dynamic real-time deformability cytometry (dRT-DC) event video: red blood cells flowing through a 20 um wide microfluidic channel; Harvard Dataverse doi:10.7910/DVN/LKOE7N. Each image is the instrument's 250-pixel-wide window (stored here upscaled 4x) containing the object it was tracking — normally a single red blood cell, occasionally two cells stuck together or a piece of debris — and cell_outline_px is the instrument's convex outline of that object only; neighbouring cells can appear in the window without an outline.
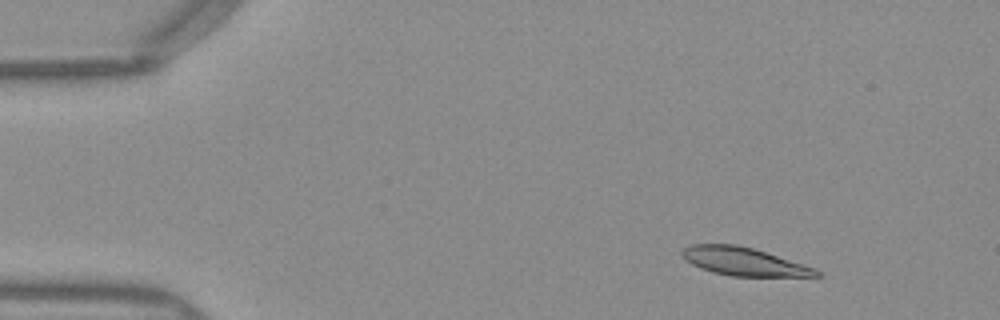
{"species": "Egyptian fruit bat (a non-hibernating species)", "species_latin": "Rousettus aegyptiacus", "temperature_condition": "warm", "stored_images_in_passage": 50, "camera_frame_rate_fps": 3000, "um_per_image_px": 0.085, "frame": {"image": 1, "passage_image": 6, "time_ms": 1.667, "image_size_px": [1000, 320], "cell_outline_px": [[824, 276], [732, 276], [712, 272], [700, 268], [684, 260], [680, 252], [684, 248], [692, 244], [736, 244], [752, 248], [816, 268]], "centroid_in_image_um": [63.19, 22.23], "position_along_channel_um": 21.8, "area_um2": 21.91}}
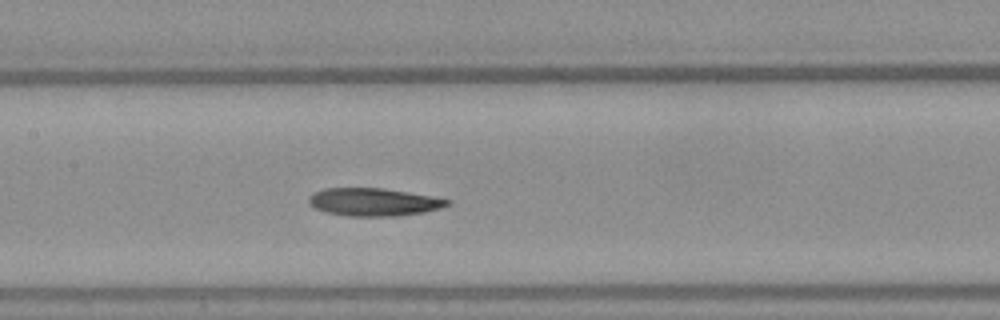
{"frame": {"image": 2, "passage_image": 24, "time_ms": 7.667, "image_size_px": [1000, 320], "cell_outline_px": [[452, 204], [440, 208], [424, 212], [396, 216], [348, 216], [328, 212], [316, 208], [308, 204], [308, 196], [312, 192], [324, 188], [384, 188], [432, 196], [452, 200]], "centroid_in_image_um": [31.76, 17.16], "position_along_channel_um": 175.6, "area_um2": 22.6}}
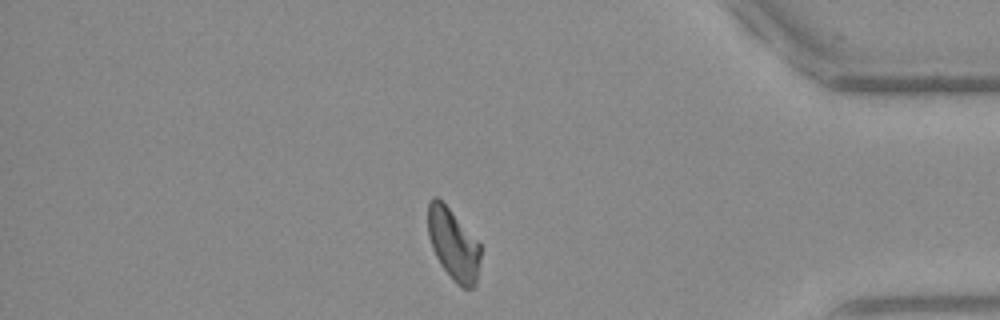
{"frame": {"image": 3, "passage_image": 43, "time_ms": 14.0, "image_size_px": [1000, 320], "cell_outline_px": [[480, 260], [476, 284], [472, 288], [464, 288], [456, 284], [452, 280], [440, 264], [432, 248], [428, 236], [428, 200], [432, 196], [436, 196], [448, 208], [480, 244]], "centroid_in_image_um": [38.51, 20.8], "position_along_channel_um": 396.7, "area_um2": 21.68}, "authors_computed_cell_mechanics": {"area_um2": 22.6576, "velocity_mm_per_s": 3.9857, "shape_relaxation_time_tau1_ms": null, "shape_relaxation_time_tau2_ms": 5.6099, "deformation_change_tau1": null, "deformation_change_tau2": 0.1309}}